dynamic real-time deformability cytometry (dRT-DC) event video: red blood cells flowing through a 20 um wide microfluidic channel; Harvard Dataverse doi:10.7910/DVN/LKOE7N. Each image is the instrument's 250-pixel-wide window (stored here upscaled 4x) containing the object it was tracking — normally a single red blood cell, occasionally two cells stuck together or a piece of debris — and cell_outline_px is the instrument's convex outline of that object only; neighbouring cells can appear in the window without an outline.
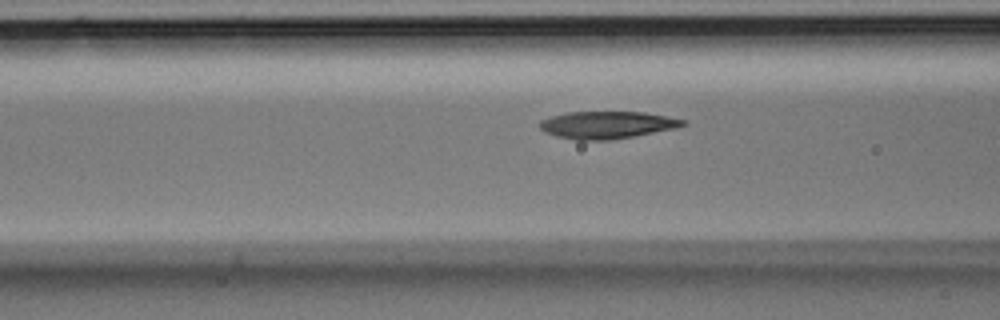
{"species": "Egyptian fruit bat (a non-hibernating species)", "species_latin": "Rousettus aegyptiacus", "temperature_condition": "room temperature", "stored_images_in_passage": 4, "camera_frame_rate_fps": 3000, "um_per_image_px": 0.085, "animal": {"sex": "male"}, "frame": {"image": 1, "passage_image": 4, "time_ms": 1.0, "image_size_px": [1000, 320], "cell_outline_px": [[688, 124], [676, 128], [632, 136], [608, 140], [576, 140], [556, 136], [544, 132], [540, 128], [540, 120], [552, 116], [568, 112], [644, 112], [688, 120]], "centroid_in_image_um": [51.61, 10.61], "position_along_channel_um": 115.0, "area_um2": 22.72}}